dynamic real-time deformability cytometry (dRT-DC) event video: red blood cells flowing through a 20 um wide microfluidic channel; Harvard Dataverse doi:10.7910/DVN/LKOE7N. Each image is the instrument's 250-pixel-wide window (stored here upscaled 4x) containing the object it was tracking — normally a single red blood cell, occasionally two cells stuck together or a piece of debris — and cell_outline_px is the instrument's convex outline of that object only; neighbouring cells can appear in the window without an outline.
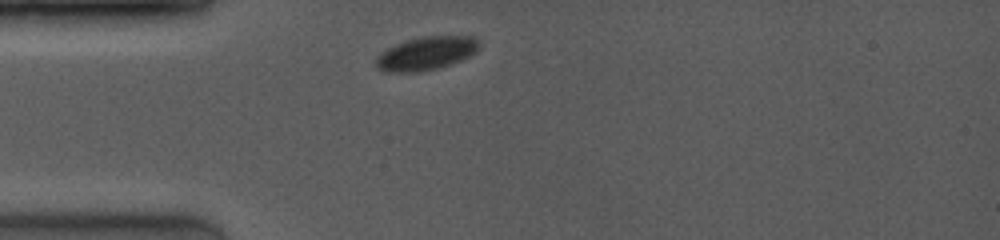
{"species": "common noctule bat (a hibernating species)", "species_latin": "Nyctalus noctula", "temperature_condition": "room temperature", "stored_images_in_passage": 3, "camera_frame_rate_fps": 4000, "um_per_image_px": 0.085, "animal": {"sex": "female", "body_mass_g": 19.0, "forearm_length_mm": 53.3}, "frame": {"image": 1, "passage_image": 1, "time_ms": 0.0, "image_size_px": [1000, 240], "cell_outline_px": [[480, 48], [476, 52], [460, 60], [436, 68], [416, 72], [384, 72], [376, 68], [376, 56], [380, 52], [396, 44], [420, 36], [472, 36], [480, 44]], "centroid_in_image_um": [36.19, 4.53], "position_along_channel_um": 48.8, "area_um2": 19.94}}